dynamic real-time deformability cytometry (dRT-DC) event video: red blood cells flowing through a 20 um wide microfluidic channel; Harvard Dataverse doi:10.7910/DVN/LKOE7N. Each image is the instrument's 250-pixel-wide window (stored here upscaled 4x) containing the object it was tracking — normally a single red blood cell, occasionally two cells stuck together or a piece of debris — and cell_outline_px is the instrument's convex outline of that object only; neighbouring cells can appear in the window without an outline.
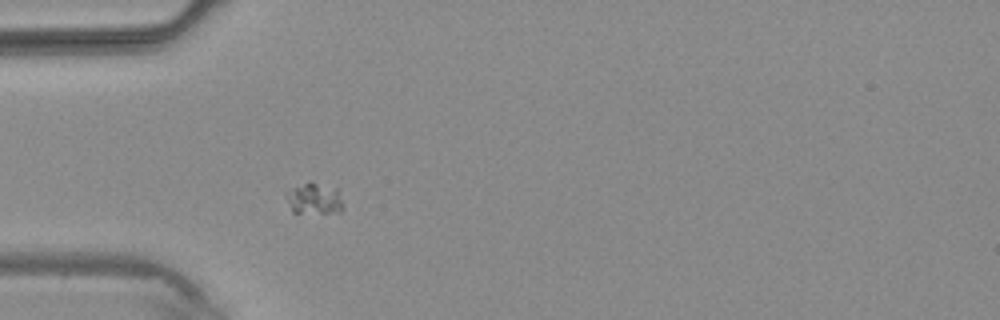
{"species": "common noctule bat (a hibernating species)", "species_latin": "Nyctalus noctula", "temperature_condition": "warm", "stored_images_in_passage": 8, "camera_frame_rate_fps": 3000, "um_per_image_px": 0.085, "animal": {"sex": "male", "body_mass_g": 20.4}, "frame": {"image": 1, "passage_image": 4, "time_ms": 4.333, "image_size_px": [1000, 320], "cell_outline_px": [[344, 208], [340, 212], [292, 212], [284, 192], [292, 188], [304, 184], [316, 184], [336, 188], [344, 204]], "centroid_in_image_um": [26.72, 16.91], "position_along_channel_um": 58.3, "area_um2": 10.0}}
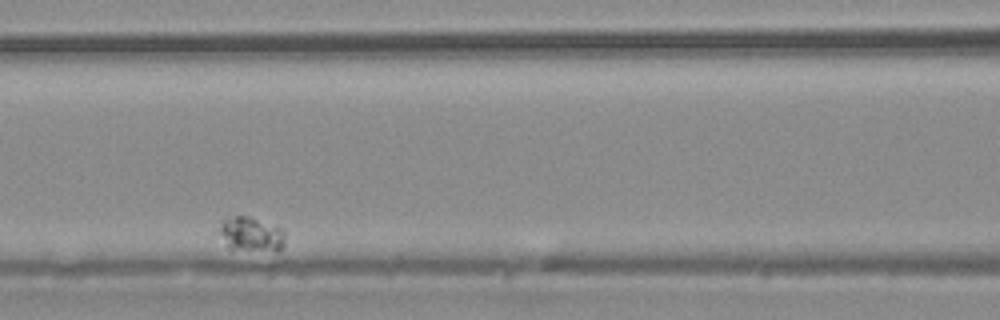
{"frame": {"image": 2, "passage_image": 7, "time_ms": 8.0, "image_size_px": [1000, 320], "cell_outline_px": [[284, 244], [276, 252], [228, 248], [220, 232], [220, 228], [224, 220], [236, 216], [248, 216], [284, 228]], "centroid_in_image_um": [21.41, 19.92], "position_along_channel_um": 145.2, "area_um2": 13.06}}
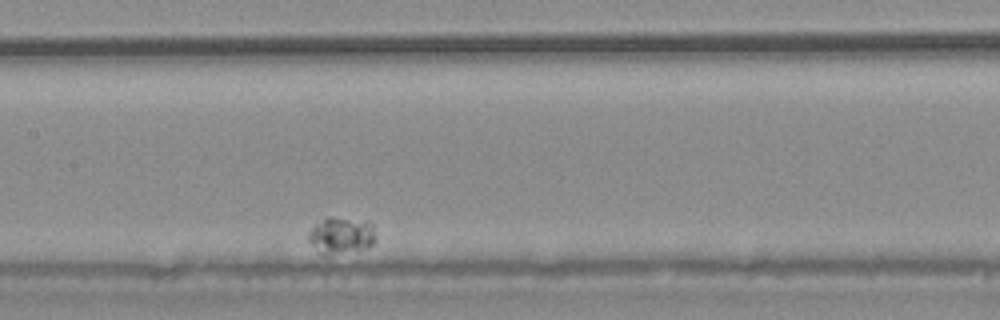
{"frame": {"image": 3, "passage_image": 8, "time_ms": 9.0, "image_size_px": [1000, 320], "cell_outline_px": [[372, 244], [368, 248], [328, 252], [312, 244], [308, 240], [308, 232], [316, 224], [328, 216], [368, 220], [372, 224]], "centroid_in_image_um": [29.02, 19.91], "position_along_channel_um": 178.4, "area_um2": 13.35}}